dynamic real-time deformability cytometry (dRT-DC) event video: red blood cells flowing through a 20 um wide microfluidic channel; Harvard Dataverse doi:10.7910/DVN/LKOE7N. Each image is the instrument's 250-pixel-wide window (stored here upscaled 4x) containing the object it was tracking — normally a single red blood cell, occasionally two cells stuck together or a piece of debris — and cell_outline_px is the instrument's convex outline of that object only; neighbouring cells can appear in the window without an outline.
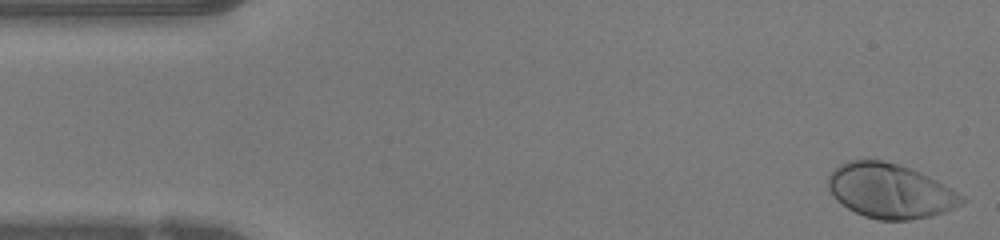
{"species": "human", "species_latin": "Homo sapiens", "temperature_condition": "warm", "stored_images_in_passage": 47, "camera_frame_rate_fps": 3000, "um_per_image_px": 0.085, "donor": {"sex": "female"}, "frame": {"image": 1, "passage_image": 1, "time_ms": 0.0, "image_size_px": [1000, 240], "cell_outline_px": [[968, 200], [944, 212], [932, 216], [908, 220], [880, 220], [864, 216], [848, 208], [836, 200], [828, 188], [828, 176], [840, 164], [848, 160], [884, 160], [920, 172], [952, 188], [964, 196]], "centroid_in_image_um": [75.67, 16.23], "position_along_channel_um": 9.3, "area_um2": 42.31}}
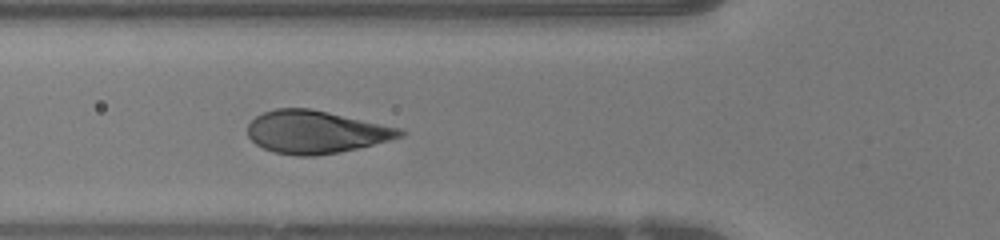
{"frame": {"image": 2, "passage_image": 16, "time_ms": 5.0, "image_size_px": [1000, 240], "cell_outline_px": [[408, 132], [404, 136], [340, 152], [316, 156], [296, 156], [272, 152], [256, 144], [248, 136], [248, 124], [256, 116], [264, 112], [276, 108], [308, 108], [328, 112], [400, 128]], "centroid_in_image_um": [26.82, 11.22], "position_along_channel_um": 99.0, "area_um2": 37.74}}
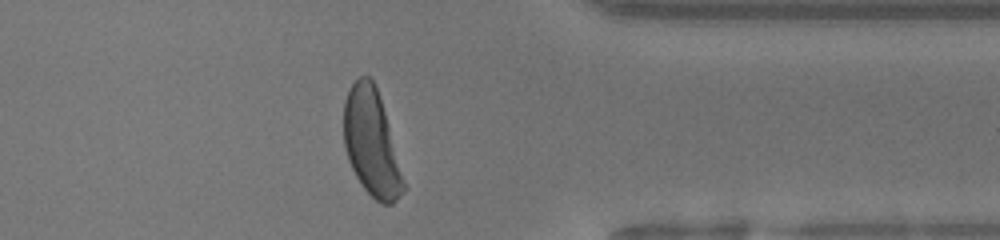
{"frame": {"image": 3, "passage_image": 37, "time_ms": 12.0, "image_size_px": [1000, 240], "cell_outline_px": [[408, 188], [392, 204], [380, 204], [360, 184], [348, 160], [344, 148], [344, 100], [352, 84], [360, 76], [368, 76], [372, 80], [376, 88], [384, 112]], "centroid_in_image_um": [31.59, 12.21], "position_along_channel_um": 379.8, "area_um2": 36.93}, "authors_computed_cell_mechanics": {"area_um2": 39.3618, "velocity_mm_per_s": 4.198, "shape_relaxation_time_tau1_ms": 1.6766, "shape_relaxation_time_tau2_ms": null, "deformation_change_tau1": 0.1743, "deformation_change_tau2": null}}